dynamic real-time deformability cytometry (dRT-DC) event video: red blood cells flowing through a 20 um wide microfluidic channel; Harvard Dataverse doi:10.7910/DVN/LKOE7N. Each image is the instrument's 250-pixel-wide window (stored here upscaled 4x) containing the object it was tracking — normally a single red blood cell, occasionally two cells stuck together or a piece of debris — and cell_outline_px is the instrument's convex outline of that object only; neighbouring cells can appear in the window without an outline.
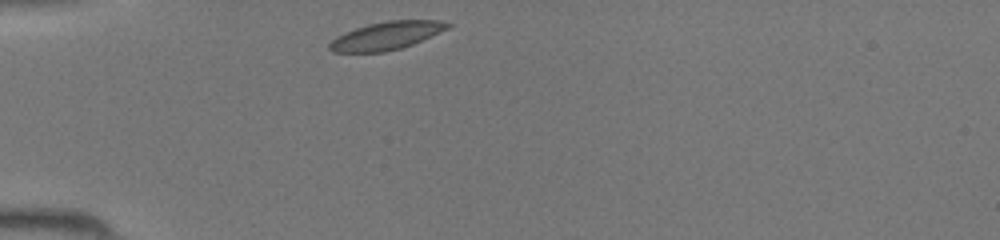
{"species": "common noctule bat (a hibernating species)", "species_latin": "Nyctalus noctula", "temperature_condition": "room temperature", "stored_images_in_passage": 33, "camera_frame_rate_fps": 3000, "um_per_image_px": 0.085, "animal": {"sex": "female", "body_mass_g": 19.5, "forearm_length_mm": 54.1}, "frame": {"image": 1, "passage_image": 1, "time_ms": 0.0, "image_size_px": [1000, 240], "cell_outline_px": [[452, 24], [448, 28], [412, 44], [400, 48], [384, 52], [332, 52], [328, 48], [328, 44], [336, 36], [344, 32], [368, 24], [388, 20], [440, 20]], "centroid_in_image_um": [32.8, 3.03], "position_along_channel_um": 52.2, "area_um2": 19.13}}
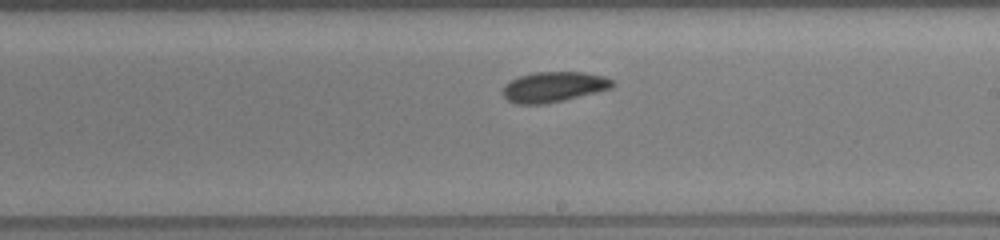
{"frame": {"image": 2, "passage_image": 15, "time_ms": 4.667, "image_size_px": [1000, 240], "cell_outline_px": [[616, 84], [612, 88], [564, 100], [544, 104], [516, 104], [508, 100], [500, 92], [504, 84], [520, 76], [536, 72], [584, 72], [604, 76], [612, 80]], "centroid_in_image_um": [47.05, 7.39], "position_along_channel_um": 241.9, "area_um2": 19.42}}
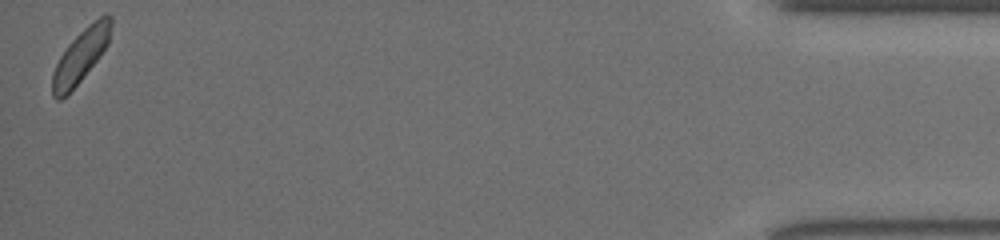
{"frame": {"image": 3, "passage_image": 33, "time_ms": 10.667, "image_size_px": [1000, 240], "cell_outline_px": [[112, 24], [108, 44], [96, 60], [80, 80], [60, 100], [56, 100], [52, 96], [52, 72], [60, 56], [68, 44], [88, 24], [104, 12], [108, 12], [112, 16]], "centroid_in_image_um": [6.87, 4.68], "position_along_channel_um": 428.3, "area_um2": 17.98}}